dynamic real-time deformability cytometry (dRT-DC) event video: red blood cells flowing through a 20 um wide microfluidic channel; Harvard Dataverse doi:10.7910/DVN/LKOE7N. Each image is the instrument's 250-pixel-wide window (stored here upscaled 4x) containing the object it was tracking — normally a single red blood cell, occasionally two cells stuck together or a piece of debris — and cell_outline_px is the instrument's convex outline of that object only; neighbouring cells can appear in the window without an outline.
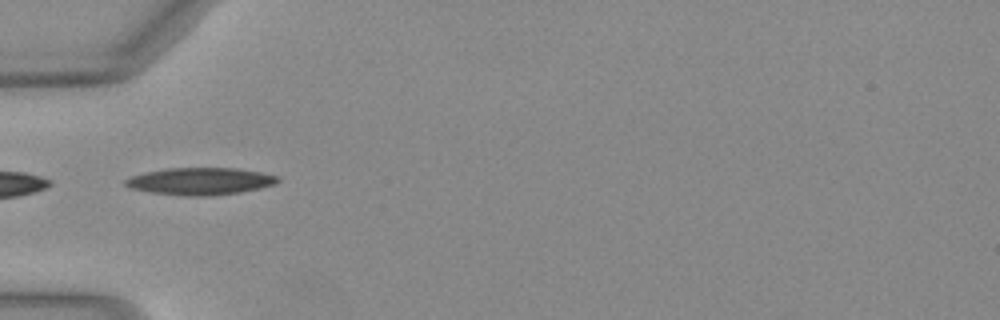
{"species": "Egyptian fruit bat (a non-hibernating species)", "species_latin": "Rousettus aegyptiacus", "temperature_condition": "warm", "stored_images_in_passage": 22, "camera_frame_rate_fps": 3000, "um_per_image_px": 0.085, "animal": {"sex": "female"}, "frame": {"image": 1, "passage_image": 1, "time_ms": 0.0, "image_size_px": [1000, 320], "cell_outline_px": [[280, 180], [276, 184], [260, 188], [240, 192], [212, 196], [184, 196], [152, 192], [132, 188], [124, 184], [124, 180], [132, 176], [144, 172], [168, 168], [236, 168], [260, 172], [276, 176]], "centroid_in_image_um": [17.03, 15.4], "position_along_channel_um": 68.0, "area_um2": 24.04}}
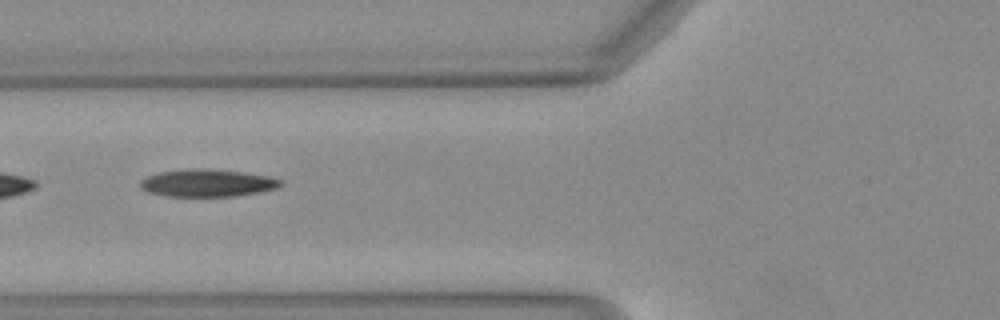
{"frame": {"image": 2, "passage_image": 4, "time_ms": 1.0, "image_size_px": [1000, 320], "cell_outline_px": [[284, 184], [276, 188], [260, 192], [236, 196], [164, 196], [148, 192], [140, 188], [140, 180], [148, 176], [160, 172], [184, 168], [212, 168], [244, 172], [272, 176], [284, 180]], "centroid_in_image_um": [17.67, 15.54], "position_along_channel_um": 108.1, "area_um2": 22.95}}